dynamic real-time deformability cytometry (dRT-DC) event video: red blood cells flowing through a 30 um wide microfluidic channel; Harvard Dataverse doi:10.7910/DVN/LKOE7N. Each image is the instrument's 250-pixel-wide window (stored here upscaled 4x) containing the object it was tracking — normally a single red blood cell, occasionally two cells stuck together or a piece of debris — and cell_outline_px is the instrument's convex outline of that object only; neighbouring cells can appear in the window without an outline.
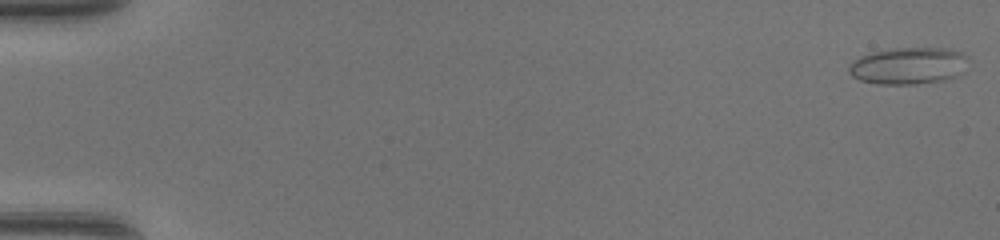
{"species": "common noctule bat (a hibernating species)", "species_latin": "Nyctalus noctula", "temperature_condition": "warm", "stored_images_in_passage": 48, "camera_frame_rate_fps": 3000, "um_per_image_px": 0.085, "animal": {"sex": "female", "body_mass_g": 17.0, "forearm_length_mm": 48.0}, "frame": {"image": 1, "passage_image": 1, "time_ms": 0.0, "image_size_px": [1000, 240], "cell_outline_px": [[968, 56], [956, 76], [944, 80], [916, 84], [880, 84], [860, 80], [852, 76], [848, 72], [848, 68], [852, 60], [860, 56], [872, 52], [896, 48], [948, 48], [960, 52]], "centroid_in_image_um": [77.14, 5.59], "position_along_channel_um": 7.9, "area_um2": 25.37}}
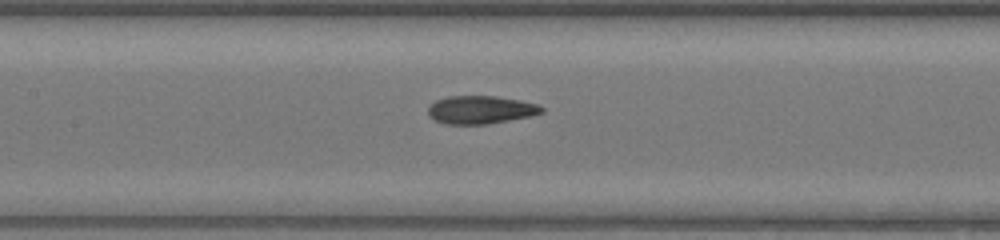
{"frame": {"image": 2, "passage_image": 24, "time_ms": 7.667, "image_size_px": [1000, 240], "cell_outline_px": [[544, 112], [532, 116], [488, 124], [444, 124], [428, 116], [428, 104], [436, 100], [448, 96], [496, 96], [520, 100], [536, 104], [544, 108]], "centroid_in_image_um": [40.84, 9.33], "position_along_channel_um": 166.6, "area_um2": 18.73}}
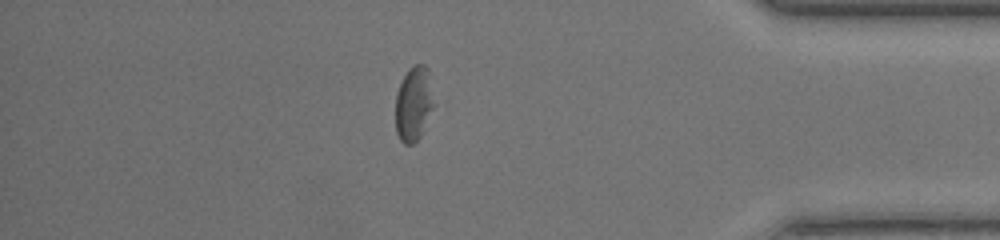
{"frame": {"image": 3, "passage_image": 42, "time_ms": 13.667, "image_size_px": [1000, 240], "cell_outline_px": [[436, 104], [420, 136], [412, 144], [404, 144], [400, 140], [396, 132], [396, 92], [408, 68], [412, 64], [424, 64], [428, 68]], "centroid_in_image_um": [35.19, 8.78], "position_along_channel_um": 400.0, "area_um2": 17.05}, "authors_computed_cell_mechanics": {"area_um2": 19.363, "velocity_mm_per_s": 4.3871, "shape_relaxation_time_tau1_ms": null, "shape_relaxation_time_tau2_ms": 2.9049, "deformation_change_tau1": null, "deformation_change_tau2": 0.113}}